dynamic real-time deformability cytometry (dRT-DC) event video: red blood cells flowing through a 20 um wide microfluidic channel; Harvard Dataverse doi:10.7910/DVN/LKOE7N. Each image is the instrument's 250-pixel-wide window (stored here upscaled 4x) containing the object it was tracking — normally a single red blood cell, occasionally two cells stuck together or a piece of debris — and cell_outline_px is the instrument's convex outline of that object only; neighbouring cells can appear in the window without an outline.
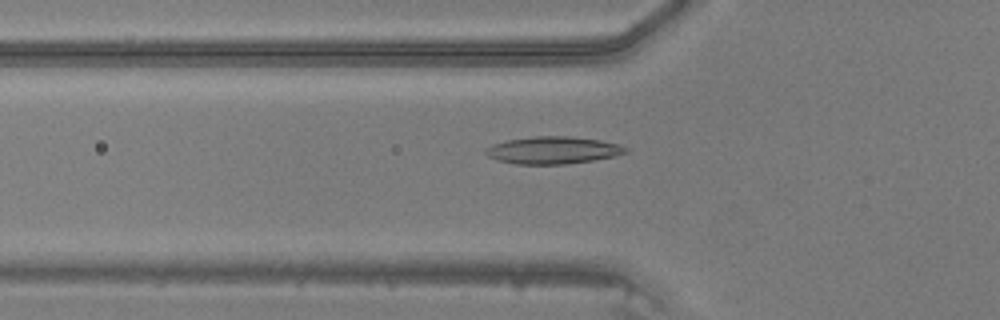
{"species": "common noctule bat (a hibernating species)", "species_latin": "Nyctalus noctula", "temperature_condition": "warm", "stored_images_in_passage": 40, "camera_frame_rate_fps": 3000, "um_per_image_px": 0.085, "animal": {"sex": "male", "body_mass_g": 20.5, "forearm_length_mm": 52.5}, "frame": {"image": 1, "passage_image": 10, "time_ms": 3.0, "image_size_px": [1000, 320], "cell_outline_px": [[628, 152], [612, 156], [592, 160], [564, 164], [516, 164], [496, 160], [488, 156], [484, 152], [492, 144], [508, 140], [536, 136], [568, 136], [600, 140], [620, 144], [628, 148]], "centroid_in_image_um": [47.0, 12.76], "position_along_channel_um": 78.8, "area_um2": 22.08}}
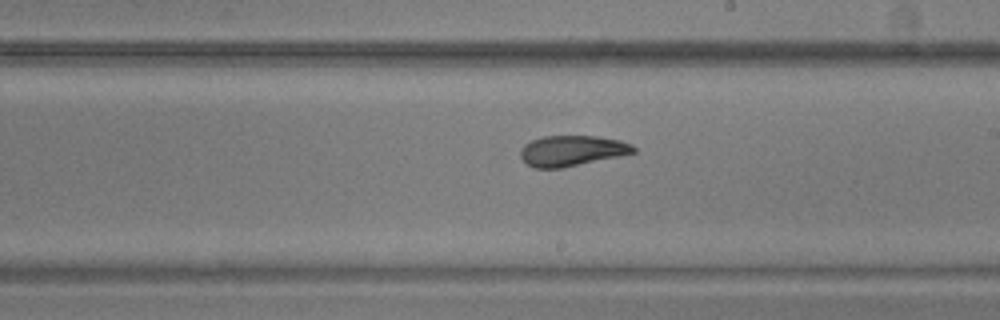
{"frame": {"image": 2, "passage_image": 21, "time_ms": 6.667, "image_size_px": [1000, 320], "cell_outline_px": [[636, 152], [620, 156], [560, 168], [532, 168], [520, 156], [520, 152], [524, 144], [532, 140], [544, 136], [596, 136], [620, 140], [632, 144], [636, 148]], "centroid_in_image_um": [48.62, 12.81], "position_along_channel_um": 240.4, "area_um2": 20.06}}
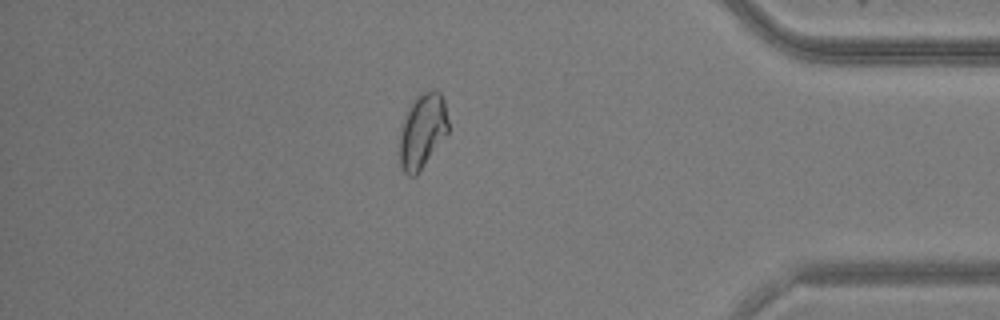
{"frame": {"image": 3, "passage_image": 34, "time_ms": 11.0, "image_size_px": [1000, 320], "cell_outline_px": [[448, 132], [416, 176], [408, 176], [404, 172], [400, 164], [400, 128], [408, 104], [416, 96], [432, 88], [436, 88], [440, 92], [444, 100], [448, 120]], "centroid_in_image_um": [35.89, 11.08], "position_along_channel_um": 399.3, "area_um2": 21.44}}